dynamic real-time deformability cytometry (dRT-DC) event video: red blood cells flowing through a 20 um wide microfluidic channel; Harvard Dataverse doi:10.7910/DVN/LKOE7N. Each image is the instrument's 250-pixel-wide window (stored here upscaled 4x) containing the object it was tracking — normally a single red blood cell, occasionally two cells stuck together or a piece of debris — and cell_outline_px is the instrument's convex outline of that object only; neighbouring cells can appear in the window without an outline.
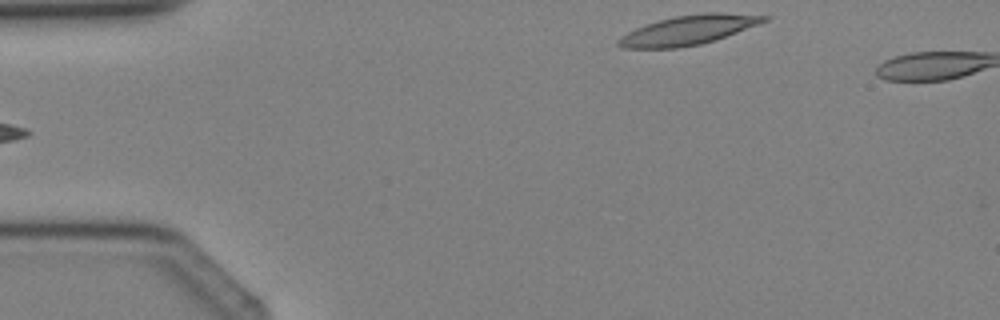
{"species": "Egyptian fruit bat (a non-hibernating species)", "species_latin": "Rousettus aegyptiacus", "temperature_condition": "cold", "stored_images_in_passage": 4, "camera_frame_rate_fps": 3000, "um_per_image_px": 0.085, "animal": {"sex": "female"}, "frame": {"image": 1, "passage_image": 4, "time_ms": 3.333, "image_size_px": [1000, 320], "cell_outline_px": [[772, 16], [768, 20], [716, 40], [700, 44], [676, 48], [624, 48], [616, 44], [616, 40], [620, 36], [644, 24], [676, 16], [704, 12], [720, 12]], "centroid_in_image_um": [58.5, 2.55], "position_along_channel_um": 26.5, "area_um2": 24.91}}